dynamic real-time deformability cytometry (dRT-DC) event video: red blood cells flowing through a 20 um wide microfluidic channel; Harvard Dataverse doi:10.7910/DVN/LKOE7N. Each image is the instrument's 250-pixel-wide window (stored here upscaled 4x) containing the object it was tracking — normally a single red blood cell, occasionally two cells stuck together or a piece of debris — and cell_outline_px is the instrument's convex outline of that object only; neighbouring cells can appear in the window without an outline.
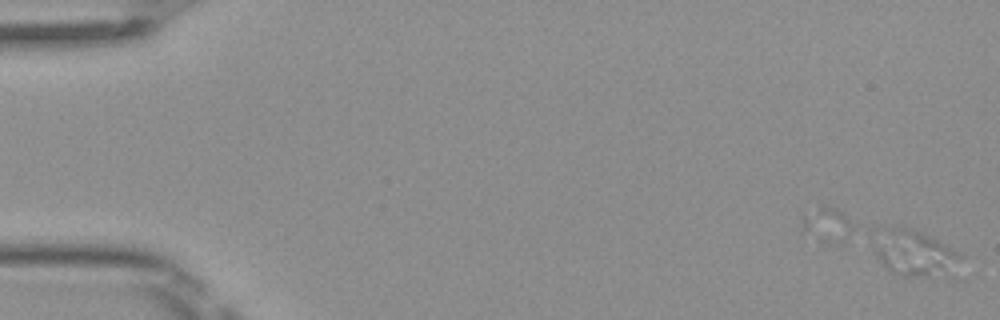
{"species": "Egyptian fruit bat (a non-hibernating species)", "species_latin": "Rousettus aegyptiacus", "temperature_condition": "room temperature", "stored_images_in_passage": 4, "camera_frame_rate_fps": 3000, "um_per_image_px": 0.085, "frame": {"image": 1, "passage_image": 4, "time_ms": 1.0, "image_size_px": [1000, 320], "cell_outline_px": [[964, 256], [960, 260], [944, 268], [924, 276], [900, 276], [892, 272], [884, 264], [876, 252], [868, 228], [880, 224], [904, 224], [924, 232], [932, 236], [960, 252]], "centroid_in_image_um": [77.46, 21.27], "position_along_channel_um": 7.5, "area_um2": 23.64}}